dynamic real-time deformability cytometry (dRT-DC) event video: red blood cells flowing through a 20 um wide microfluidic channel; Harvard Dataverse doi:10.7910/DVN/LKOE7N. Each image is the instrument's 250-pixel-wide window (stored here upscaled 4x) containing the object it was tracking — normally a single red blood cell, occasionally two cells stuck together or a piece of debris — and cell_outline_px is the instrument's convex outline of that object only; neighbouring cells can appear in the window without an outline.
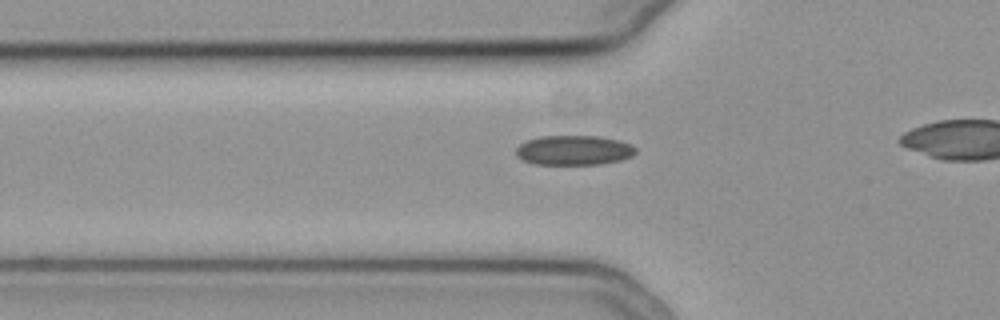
{"species": "common noctule bat (a hibernating species)", "species_latin": "Nyctalus noctula", "temperature_condition": "cold", "stored_images_in_passage": 41, "camera_frame_rate_fps": 3000, "um_per_image_px": 0.085, "animal": {"sex": "female", "body_mass_g": 19.3, "forearm_length_mm": 54.1}, "frame": {"image": 1, "passage_image": 15, "time_ms": 4.667, "image_size_px": [1000, 320], "cell_outline_px": [[636, 152], [632, 156], [620, 160], [600, 164], [532, 164], [516, 156], [516, 148], [520, 144], [528, 140], [540, 136], [600, 136], [620, 140], [632, 144], [636, 148]], "centroid_in_image_um": [48.8, 12.76], "position_along_channel_um": 77.0, "area_um2": 20.81}}
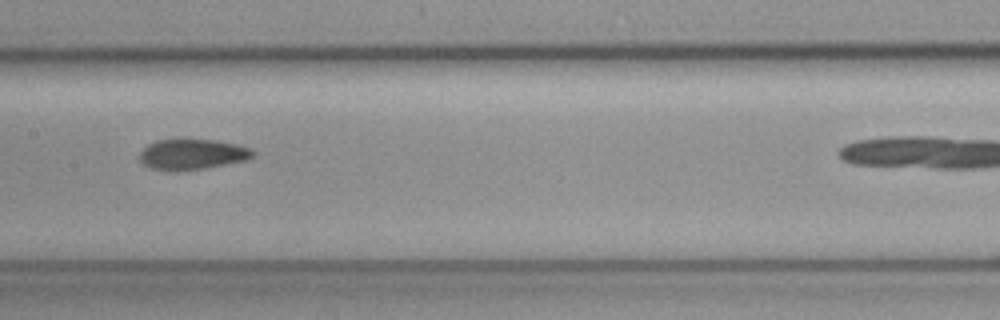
{"frame": {"image": 2, "passage_image": 24, "time_ms": 7.667, "image_size_px": [1000, 320], "cell_outline_px": [[252, 156], [248, 160], [204, 168], [176, 172], [168, 172], [152, 168], [144, 164], [140, 160], [140, 152], [148, 144], [156, 140], [176, 136], [216, 140], [236, 144], [248, 148], [252, 152]], "centroid_in_image_um": [16.26, 13.08], "position_along_channel_um": 191.1, "area_um2": 20.87}}
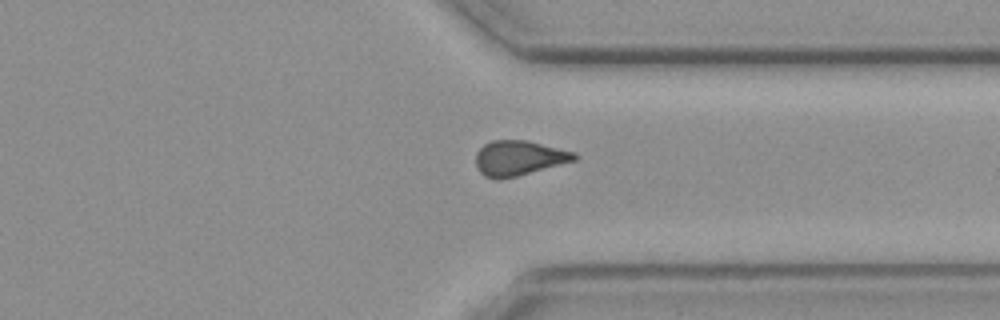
{"frame": {"image": 3, "passage_image": 38, "time_ms": 12.333, "image_size_px": [1000, 320], "cell_outline_px": [[580, 156], [576, 160], [516, 176], [500, 180], [496, 180], [484, 176], [480, 172], [476, 164], [476, 152], [484, 144], [492, 140], [528, 140], [576, 152]], "centroid_in_image_um": [44.11, 13.43], "position_along_channel_um": 367.3, "area_um2": 20.23}}